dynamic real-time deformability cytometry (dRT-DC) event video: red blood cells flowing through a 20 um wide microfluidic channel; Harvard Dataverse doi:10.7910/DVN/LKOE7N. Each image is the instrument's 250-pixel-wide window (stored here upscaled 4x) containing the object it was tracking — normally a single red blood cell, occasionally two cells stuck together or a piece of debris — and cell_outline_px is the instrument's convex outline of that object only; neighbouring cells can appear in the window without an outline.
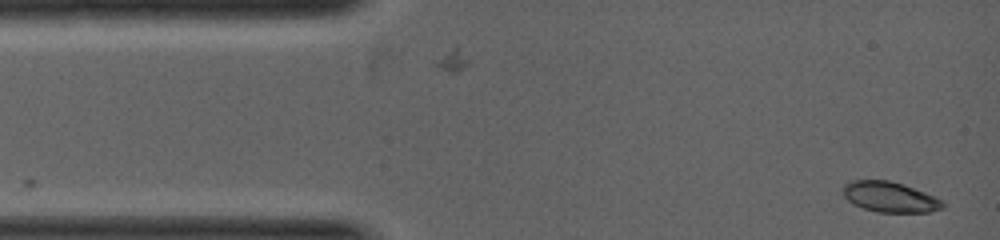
{"species": "common noctule bat (a hibernating species)", "species_latin": "Nyctalus noctula", "temperature_condition": "warm", "stored_images_in_passage": 3, "camera_frame_rate_fps": 5000, "um_per_image_px": 0.085, "animal": {"sex": "female", "body_mass_g": 19.0, "forearm_length_mm": 53.3}, "frame": {"image": 1, "passage_image": 3, "time_ms": 0.6, "image_size_px": [1000, 240], "cell_outline_px": [[944, 204], [940, 208], [928, 212], [876, 212], [864, 208], [848, 200], [844, 196], [844, 188], [852, 180], [888, 180], [904, 184], [924, 192], [940, 200]], "centroid_in_image_um": [75.63, 16.74], "position_along_channel_um": 9.4, "area_um2": 17.17}}